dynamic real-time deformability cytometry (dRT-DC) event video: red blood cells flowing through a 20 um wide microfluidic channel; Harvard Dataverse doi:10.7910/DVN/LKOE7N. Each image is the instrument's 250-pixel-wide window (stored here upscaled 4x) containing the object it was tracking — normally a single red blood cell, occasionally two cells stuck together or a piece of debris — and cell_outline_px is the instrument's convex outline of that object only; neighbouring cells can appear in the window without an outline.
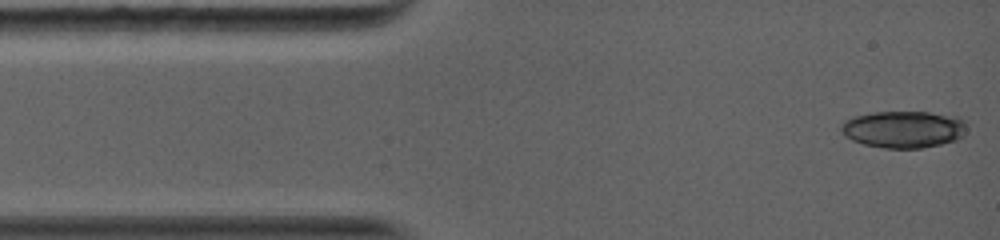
{"species": "common noctule bat (a hibernating species)", "species_latin": "Nyctalus noctula", "temperature_condition": "warm", "stored_images_in_passage": 5, "camera_frame_rate_fps": 5000, "um_per_image_px": 0.085, "animal": {"sex": "female", "body_mass_g": 19.0, "forearm_length_mm": 56.7}, "frame": {"image": 1, "passage_image": 1, "time_ms": 0.0, "image_size_px": [1000, 240], "cell_outline_px": [[964, 132], [956, 140], [940, 144], [920, 148], [884, 148], [864, 144], [852, 140], [844, 136], [840, 128], [840, 124], [844, 120], [852, 116], [872, 112], [928, 112], [960, 116], [964, 120]], "centroid_in_image_um": [76.75, 10.98], "position_along_channel_um": 8.2, "area_um2": 27.17}}